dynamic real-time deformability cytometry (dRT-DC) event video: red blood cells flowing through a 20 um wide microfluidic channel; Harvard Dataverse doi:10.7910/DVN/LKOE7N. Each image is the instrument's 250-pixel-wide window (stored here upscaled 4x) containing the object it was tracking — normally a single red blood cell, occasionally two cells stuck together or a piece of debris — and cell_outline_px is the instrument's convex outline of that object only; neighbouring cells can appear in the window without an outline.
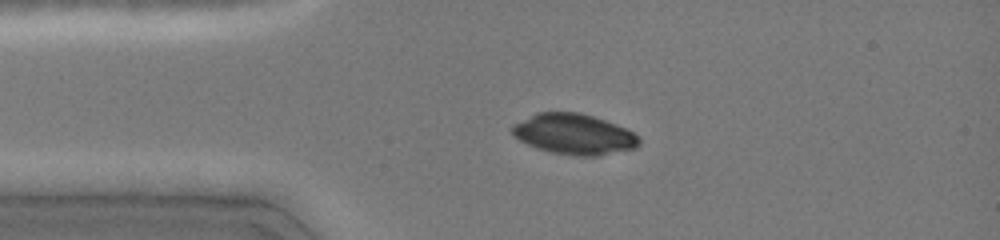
{"species": "common noctule bat (a hibernating species)", "species_latin": "Nyctalus noctula", "temperature_condition": "cold", "stored_images_in_passage": 6, "camera_frame_rate_fps": 3000, "um_per_image_px": 0.085, "animal": {"sex": "female", "body_mass_g": 19.0, "forearm_length_mm": 51.5}, "frame": {"image": 1, "passage_image": 1, "time_ms": 0.0, "image_size_px": [1000, 240], "cell_outline_px": [[640, 144], [636, 148], [600, 156], [576, 156], [552, 152], [536, 148], [520, 140], [512, 132], [512, 124], [536, 112], [580, 112], [628, 128], [640, 136]], "centroid_in_image_um": [48.83, 11.4], "position_along_channel_um": 36.2, "area_um2": 30.23}}